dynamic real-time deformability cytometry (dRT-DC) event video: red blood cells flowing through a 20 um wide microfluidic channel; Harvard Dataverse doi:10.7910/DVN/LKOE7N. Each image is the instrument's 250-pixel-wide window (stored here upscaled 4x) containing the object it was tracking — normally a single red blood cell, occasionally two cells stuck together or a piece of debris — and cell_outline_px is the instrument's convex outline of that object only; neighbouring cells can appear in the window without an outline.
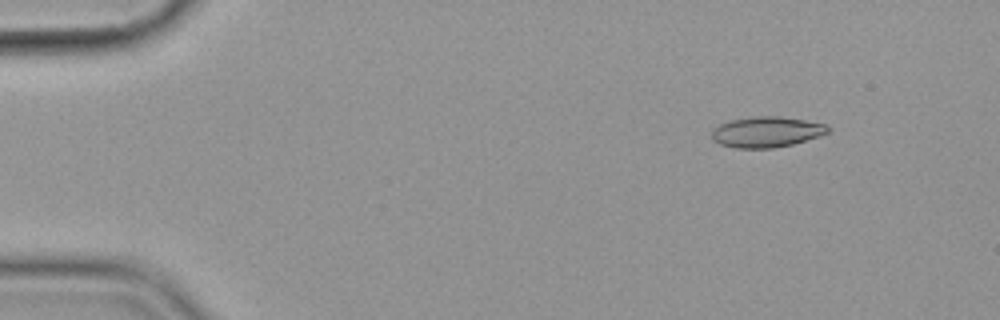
{"species": "common noctule bat (a hibernating species)", "species_latin": "Nyctalus noctula", "temperature_condition": "cold", "stored_images_in_passage": 4, "camera_frame_rate_fps": 3000, "um_per_image_px": 0.085, "animal": {"sex": "female", "body_mass_g": 19.9}, "frame": {"image": 1, "passage_image": 1, "time_ms": 0.0, "image_size_px": [1000, 320], "cell_outline_px": [[832, 128], [828, 132], [820, 136], [792, 144], [772, 148], [736, 148], [720, 144], [712, 140], [712, 128], [720, 124], [732, 120], [756, 116], [780, 116], [804, 120], [824, 124]], "centroid_in_image_um": [65.15, 11.22], "position_along_channel_um": 19.9, "area_um2": 20.69}}
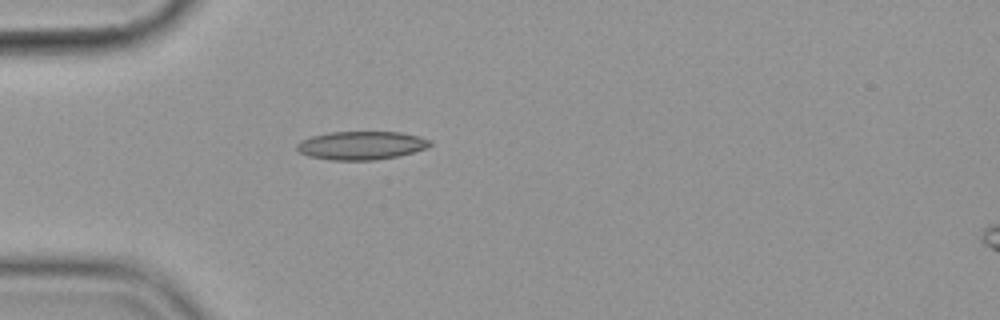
{"frame": {"image": 2, "passage_image": 4, "time_ms": 3.333, "image_size_px": [1000, 320], "cell_outline_px": [[432, 144], [428, 148], [400, 156], [376, 160], [332, 160], [308, 156], [300, 152], [296, 148], [296, 144], [300, 140], [312, 136], [328, 132], [400, 132], [420, 136], [432, 140]], "centroid_in_image_um": [30.75, 12.36], "position_along_channel_um": 54.3, "area_um2": 22.31}}